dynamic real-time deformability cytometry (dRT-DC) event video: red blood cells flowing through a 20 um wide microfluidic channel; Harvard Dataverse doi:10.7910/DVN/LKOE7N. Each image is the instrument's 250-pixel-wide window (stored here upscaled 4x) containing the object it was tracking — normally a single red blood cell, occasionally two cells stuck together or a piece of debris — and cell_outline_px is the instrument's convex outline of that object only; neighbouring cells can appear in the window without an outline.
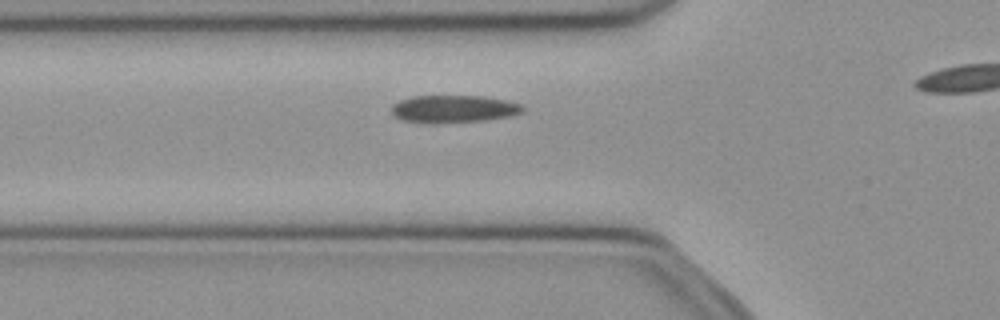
{"species": "common noctule bat (a hibernating species)", "species_latin": "Nyctalus noctula", "temperature_condition": "cold", "stored_images_in_passage": 31, "camera_frame_rate_fps": 3000, "um_per_image_px": 0.085, "animal": {"sex": "female", "body_mass_g": 21.9}, "frame": {"image": 1, "passage_image": 7, "time_ms": 2.0, "image_size_px": [1000, 320], "cell_outline_px": [[524, 112], [512, 116], [484, 120], [404, 120], [396, 116], [392, 112], [392, 104], [400, 100], [412, 96], [484, 96], [504, 100], [520, 104], [524, 108]], "centroid_in_image_um": [38.64, 9.2], "position_along_channel_um": 87.2, "area_um2": 19.88}}
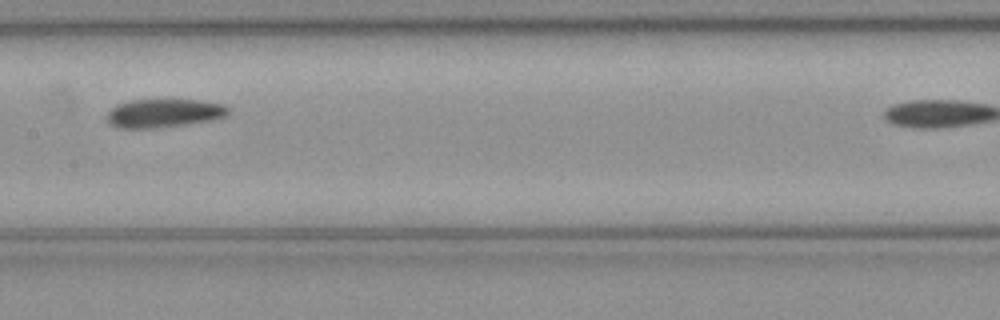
{"frame": {"image": 2, "passage_image": 15, "time_ms": 4.667, "image_size_px": [1000, 320], "cell_outline_px": [[232, 112], [228, 116], [208, 120], [184, 124], [148, 128], [120, 128], [112, 124], [108, 120], [108, 112], [116, 104], [128, 100], [196, 100], [224, 104]], "centroid_in_image_um": [13.95, 9.6], "position_along_channel_um": 193.4, "area_um2": 19.88}}
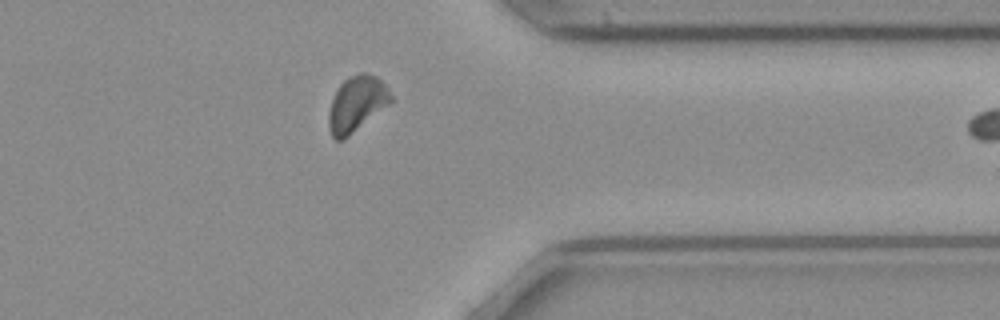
{"frame": {"image": 3, "passage_image": 30, "time_ms": 9.667, "image_size_px": [1000, 320], "cell_outline_px": [[392, 104], [344, 140], [336, 140], [332, 136], [328, 128], [328, 116], [332, 100], [340, 84], [348, 76], [360, 72], [368, 72], [376, 76], [388, 88], [392, 96]], "centroid_in_image_um": [30.34, 8.84], "position_along_channel_um": 381.1, "area_um2": 20.52}}